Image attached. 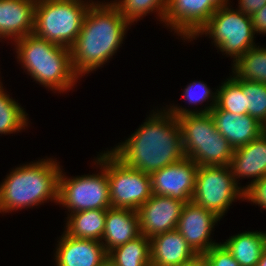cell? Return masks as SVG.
<instances>
[{
  "label": "cell",
  "mask_w": 266,
  "mask_h": 266,
  "mask_svg": "<svg viewBox=\"0 0 266 266\" xmlns=\"http://www.w3.org/2000/svg\"><path fill=\"white\" fill-rule=\"evenodd\" d=\"M197 257L177 230L150 238L151 266H178L187 264Z\"/></svg>",
  "instance_id": "18"
},
{
  "label": "cell",
  "mask_w": 266,
  "mask_h": 266,
  "mask_svg": "<svg viewBox=\"0 0 266 266\" xmlns=\"http://www.w3.org/2000/svg\"><path fill=\"white\" fill-rule=\"evenodd\" d=\"M198 167L195 161L184 157L153 172L150 175L153 195L171 197L184 203L192 201Z\"/></svg>",
  "instance_id": "12"
},
{
  "label": "cell",
  "mask_w": 266,
  "mask_h": 266,
  "mask_svg": "<svg viewBox=\"0 0 266 266\" xmlns=\"http://www.w3.org/2000/svg\"><path fill=\"white\" fill-rule=\"evenodd\" d=\"M137 211L110 207L107 209L102 244L108 254L114 248L124 245L140 236Z\"/></svg>",
  "instance_id": "20"
},
{
  "label": "cell",
  "mask_w": 266,
  "mask_h": 266,
  "mask_svg": "<svg viewBox=\"0 0 266 266\" xmlns=\"http://www.w3.org/2000/svg\"><path fill=\"white\" fill-rule=\"evenodd\" d=\"M58 244L57 266H99L107 257L102 242L70 237L66 233Z\"/></svg>",
  "instance_id": "16"
},
{
  "label": "cell",
  "mask_w": 266,
  "mask_h": 266,
  "mask_svg": "<svg viewBox=\"0 0 266 266\" xmlns=\"http://www.w3.org/2000/svg\"><path fill=\"white\" fill-rule=\"evenodd\" d=\"M112 4L129 23H133L138 18L143 17V15L153 10H158L157 12L162 19L161 21L164 22L167 9V0H119Z\"/></svg>",
  "instance_id": "27"
},
{
  "label": "cell",
  "mask_w": 266,
  "mask_h": 266,
  "mask_svg": "<svg viewBox=\"0 0 266 266\" xmlns=\"http://www.w3.org/2000/svg\"><path fill=\"white\" fill-rule=\"evenodd\" d=\"M221 218L204 209L193 201L184 204L176 230L183 236L187 244L198 255L206 253L219 244L209 242L211 231Z\"/></svg>",
  "instance_id": "13"
},
{
  "label": "cell",
  "mask_w": 266,
  "mask_h": 266,
  "mask_svg": "<svg viewBox=\"0 0 266 266\" xmlns=\"http://www.w3.org/2000/svg\"><path fill=\"white\" fill-rule=\"evenodd\" d=\"M251 19L255 33H266V5L255 12Z\"/></svg>",
  "instance_id": "33"
},
{
  "label": "cell",
  "mask_w": 266,
  "mask_h": 266,
  "mask_svg": "<svg viewBox=\"0 0 266 266\" xmlns=\"http://www.w3.org/2000/svg\"><path fill=\"white\" fill-rule=\"evenodd\" d=\"M98 160L103 172L101 174L85 175L67 179L62 171L58 180V202L76 213L83 210L108 209L110 190L107 175V152L102 153ZM63 174V175H62Z\"/></svg>",
  "instance_id": "7"
},
{
  "label": "cell",
  "mask_w": 266,
  "mask_h": 266,
  "mask_svg": "<svg viewBox=\"0 0 266 266\" xmlns=\"http://www.w3.org/2000/svg\"><path fill=\"white\" fill-rule=\"evenodd\" d=\"M229 168L235 182L240 176L255 177L252 184L266 176V132L246 145L235 148Z\"/></svg>",
  "instance_id": "19"
},
{
  "label": "cell",
  "mask_w": 266,
  "mask_h": 266,
  "mask_svg": "<svg viewBox=\"0 0 266 266\" xmlns=\"http://www.w3.org/2000/svg\"><path fill=\"white\" fill-rule=\"evenodd\" d=\"M217 131L223 135L235 149L246 145L260 137L264 132V125L249 114L238 115L220 110L215 106L211 111Z\"/></svg>",
  "instance_id": "15"
},
{
  "label": "cell",
  "mask_w": 266,
  "mask_h": 266,
  "mask_svg": "<svg viewBox=\"0 0 266 266\" xmlns=\"http://www.w3.org/2000/svg\"><path fill=\"white\" fill-rule=\"evenodd\" d=\"M184 156L199 166H229L234 148L221 135L210 113L177 117Z\"/></svg>",
  "instance_id": "5"
},
{
  "label": "cell",
  "mask_w": 266,
  "mask_h": 266,
  "mask_svg": "<svg viewBox=\"0 0 266 266\" xmlns=\"http://www.w3.org/2000/svg\"><path fill=\"white\" fill-rule=\"evenodd\" d=\"M211 35L215 45L236 61L254 45V29L251 16L243 14L238 9L233 11L227 5L220 7L198 31Z\"/></svg>",
  "instance_id": "8"
},
{
  "label": "cell",
  "mask_w": 266,
  "mask_h": 266,
  "mask_svg": "<svg viewBox=\"0 0 266 266\" xmlns=\"http://www.w3.org/2000/svg\"><path fill=\"white\" fill-rule=\"evenodd\" d=\"M37 0H0V38L33 34Z\"/></svg>",
  "instance_id": "17"
},
{
  "label": "cell",
  "mask_w": 266,
  "mask_h": 266,
  "mask_svg": "<svg viewBox=\"0 0 266 266\" xmlns=\"http://www.w3.org/2000/svg\"><path fill=\"white\" fill-rule=\"evenodd\" d=\"M240 266H256L266 248V233L244 232L223 243Z\"/></svg>",
  "instance_id": "21"
},
{
  "label": "cell",
  "mask_w": 266,
  "mask_h": 266,
  "mask_svg": "<svg viewBox=\"0 0 266 266\" xmlns=\"http://www.w3.org/2000/svg\"><path fill=\"white\" fill-rule=\"evenodd\" d=\"M178 266H205L204 261L201 256H198L196 259L193 261L183 264V265H178Z\"/></svg>",
  "instance_id": "34"
},
{
  "label": "cell",
  "mask_w": 266,
  "mask_h": 266,
  "mask_svg": "<svg viewBox=\"0 0 266 266\" xmlns=\"http://www.w3.org/2000/svg\"><path fill=\"white\" fill-rule=\"evenodd\" d=\"M99 266H117L113 260L107 255V257L101 262Z\"/></svg>",
  "instance_id": "35"
},
{
  "label": "cell",
  "mask_w": 266,
  "mask_h": 266,
  "mask_svg": "<svg viewBox=\"0 0 266 266\" xmlns=\"http://www.w3.org/2000/svg\"><path fill=\"white\" fill-rule=\"evenodd\" d=\"M163 111L153 113L135 134L111 152L125 165L149 175L182 160L185 156L178 120Z\"/></svg>",
  "instance_id": "1"
},
{
  "label": "cell",
  "mask_w": 266,
  "mask_h": 266,
  "mask_svg": "<svg viewBox=\"0 0 266 266\" xmlns=\"http://www.w3.org/2000/svg\"><path fill=\"white\" fill-rule=\"evenodd\" d=\"M266 209V176L244 188V199Z\"/></svg>",
  "instance_id": "31"
},
{
  "label": "cell",
  "mask_w": 266,
  "mask_h": 266,
  "mask_svg": "<svg viewBox=\"0 0 266 266\" xmlns=\"http://www.w3.org/2000/svg\"><path fill=\"white\" fill-rule=\"evenodd\" d=\"M199 88V90H198ZM198 91H197V90ZM197 91V92H196ZM212 92L210 91V89L207 87L206 84H204L201 81H194L193 83L189 84L187 86V88H185L184 90V98L188 100L189 103L191 104H195V103H199V102H203L205 100H207L208 98L212 97V100L214 101L213 104H211V106L206 107L204 110L201 111H190V110H186V109H182L179 107H173L168 109V111L174 115L176 118L177 117H181L183 115L186 114H206V113H210V111L216 106L217 104V92L214 94L212 93L214 96H212L211 94Z\"/></svg>",
  "instance_id": "29"
},
{
  "label": "cell",
  "mask_w": 266,
  "mask_h": 266,
  "mask_svg": "<svg viewBox=\"0 0 266 266\" xmlns=\"http://www.w3.org/2000/svg\"><path fill=\"white\" fill-rule=\"evenodd\" d=\"M256 266H266V248L264 249L260 260L258 261Z\"/></svg>",
  "instance_id": "36"
},
{
  "label": "cell",
  "mask_w": 266,
  "mask_h": 266,
  "mask_svg": "<svg viewBox=\"0 0 266 266\" xmlns=\"http://www.w3.org/2000/svg\"><path fill=\"white\" fill-rule=\"evenodd\" d=\"M201 257L205 266H240L223 244L213 246Z\"/></svg>",
  "instance_id": "30"
},
{
  "label": "cell",
  "mask_w": 266,
  "mask_h": 266,
  "mask_svg": "<svg viewBox=\"0 0 266 266\" xmlns=\"http://www.w3.org/2000/svg\"><path fill=\"white\" fill-rule=\"evenodd\" d=\"M184 202L167 196L152 195L137 210L140 233L148 238L176 230Z\"/></svg>",
  "instance_id": "14"
},
{
  "label": "cell",
  "mask_w": 266,
  "mask_h": 266,
  "mask_svg": "<svg viewBox=\"0 0 266 266\" xmlns=\"http://www.w3.org/2000/svg\"><path fill=\"white\" fill-rule=\"evenodd\" d=\"M219 88L217 89L216 106L220 110L238 115L248 114L246 110V95L243 93V87L234 77L227 79Z\"/></svg>",
  "instance_id": "25"
},
{
  "label": "cell",
  "mask_w": 266,
  "mask_h": 266,
  "mask_svg": "<svg viewBox=\"0 0 266 266\" xmlns=\"http://www.w3.org/2000/svg\"><path fill=\"white\" fill-rule=\"evenodd\" d=\"M106 213L107 209H93L70 214L65 233L70 237L101 241Z\"/></svg>",
  "instance_id": "22"
},
{
  "label": "cell",
  "mask_w": 266,
  "mask_h": 266,
  "mask_svg": "<svg viewBox=\"0 0 266 266\" xmlns=\"http://www.w3.org/2000/svg\"><path fill=\"white\" fill-rule=\"evenodd\" d=\"M229 166H199L192 201L220 218L236 198L244 197Z\"/></svg>",
  "instance_id": "10"
},
{
  "label": "cell",
  "mask_w": 266,
  "mask_h": 266,
  "mask_svg": "<svg viewBox=\"0 0 266 266\" xmlns=\"http://www.w3.org/2000/svg\"><path fill=\"white\" fill-rule=\"evenodd\" d=\"M17 58L34 80L63 92L74 85L78 76L74 73L70 49L34 34L15 41Z\"/></svg>",
  "instance_id": "4"
},
{
  "label": "cell",
  "mask_w": 266,
  "mask_h": 266,
  "mask_svg": "<svg viewBox=\"0 0 266 266\" xmlns=\"http://www.w3.org/2000/svg\"><path fill=\"white\" fill-rule=\"evenodd\" d=\"M233 63L235 79L266 84V48L254 46Z\"/></svg>",
  "instance_id": "24"
},
{
  "label": "cell",
  "mask_w": 266,
  "mask_h": 266,
  "mask_svg": "<svg viewBox=\"0 0 266 266\" xmlns=\"http://www.w3.org/2000/svg\"><path fill=\"white\" fill-rule=\"evenodd\" d=\"M91 4L81 0H37L33 34L70 48Z\"/></svg>",
  "instance_id": "6"
},
{
  "label": "cell",
  "mask_w": 266,
  "mask_h": 266,
  "mask_svg": "<svg viewBox=\"0 0 266 266\" xmlns=\"http://www.w3.org/2000/svg\"><path fill=\"white\" fill-rule=\"evenodd\" d=\"M229 0H167L164 22L185 39L193 38ZM185 36V37H184ZM187 37V38H186Z\"/></svg>",
  "instance_id": "11"
},
{
  "label": "cell",
  "mask_w": 266,
  "mask_h": 266,
  "mask_svg": "<svg viewBox=\"0 0 266 266\" xmlns=\"http://www.w3.org/2000/svg\"><path fill=\"white\" fill-rule=\"evenodd\" d=\"M243 87L246 95V110L248 114L266 124V84L257 81L236 79Z\"/></svg>",
  "instance_id": "28"
},
{
  "label": "cell",
  "mask_w": 266,
  "mask_h": 266,
  "mask_svg": "<svg viewBox=\"0 0 266 266\" xmlns=\"http://www.w3.org/2000/svg\"><path fill=\"white\" fill-rule=\"evenodd\" d=\"M110 204L113 208L137 211L152 195L151 176L125 165L107 152Z\"/></svg>",
  "instance_id": "9"
},
{
  "label": "cell",
  "mask_w": 266,
  "mask_h": 266,
  "mask_svg": "<svg viewBox=\"0 0 266 266\" xmlns=\"http://www.w3.org/2000/svg\"><path fill=\"white\" fill-rule=\"evenodd\" d=\"M117 266H151L150 238L141 234L108 253Z\"/></svg>",
  "instance_id": "23"
},
{
  "label": "cell",
  "mask_w": 266,
  "mask_h": 266,
  "mask_svg": "<svg viewBox=\"0 0 266 266\" xmlns=\"http://www.w3.org/2000/svg\"><path fill=\"white\" fill-rule=\"evenodd\" d=\"M239 4V11L245 15L252 16L266 5V0H240Z\"/></svg>",
  "instance_id": "32"
},
{
  "label": "cell",
  "mask_w": 266,
  "mask_h": 266,
  "mask_svg": "<svg viewBox=\"0 0 266 266\" xmlns=\"http://www.w3.org/2000/svg\"><path fill=\"white\" fill-rule=\"evenodd\" d=\"M128 25L112 3L92 2L81 31L69 48L74 73L85 75L111 58L122 43Z\"/></svg>",
  "instance_id": "2"
},
{
  "label": "cell",
  "mask_w": 266,
  "mask_h": 266,
  "mask_svg": "<svg viewBox=\"0 0 266 266\" xmlns=\"http://www.w3.org/2000/svg\"><path fill=\"white\" fill-rule=\"evenodd\" d=\"M60 171L52 159L13 170L0 185V213L32 207L48 199L57 203Z\"/></svg>",
  "instance_id": "3"
},
{
  "label": "cell",
  "mask_w": 266,
  "mask_h": 266,
  "mask_svg": "<svg viewBox=\"0 0 266 266\" xmlns=\"http://www.w3.org/2000/svg\"><path fill=\"white\" fill-rule=\"evenodd\" d=\"M18 104L4 93L0 83V134L20 131L27 126V114Z\"/></svg>",
  "instance_id": "26"
}]
</instances>
